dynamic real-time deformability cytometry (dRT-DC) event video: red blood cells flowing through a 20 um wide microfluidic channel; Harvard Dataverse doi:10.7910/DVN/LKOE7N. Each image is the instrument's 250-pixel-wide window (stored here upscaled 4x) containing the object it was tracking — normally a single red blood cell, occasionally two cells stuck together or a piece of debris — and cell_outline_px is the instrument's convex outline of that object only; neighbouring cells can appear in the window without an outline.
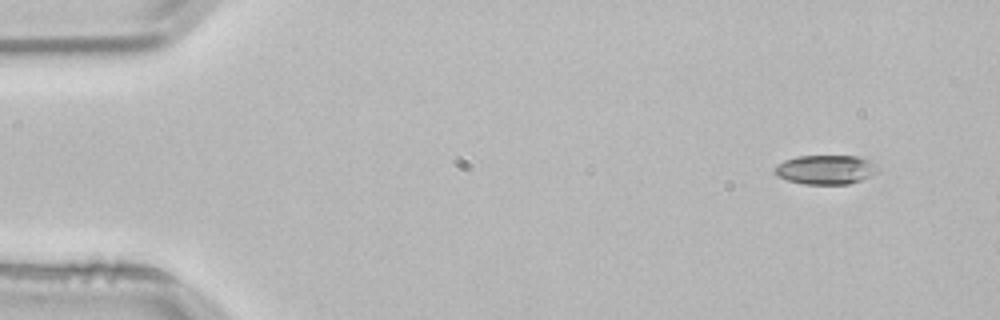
{"species": "common noctule bat (a hibernating species)", "species_latin": "Nyctalus noctula", "temperature_condition": "room temperature", "stored_images_in_passage": 3, "camera_frame_rate_fps": 3000, "um_per_image_px": 0.085, "animal": {"sex": "male", "body_mass_g": 21.5, "forearm_length_mm": 52.0}, "frame": {"image": 1, "passage_image": 1, "time_ms": 0.0, "image_size_px": [1000, 320], "cell_outline_px": [[880, 168], [872, 176], [848, 184], [804, 184], [788, 180], [776, 176], [772, 172], [776, 164], [784, 160], [796, 156], [860, 156], [872, 160]], "centroid_in_image_um": [70.18, 14.41], "position_along_channel_um": 14.8, "area_um2": 17.92}}
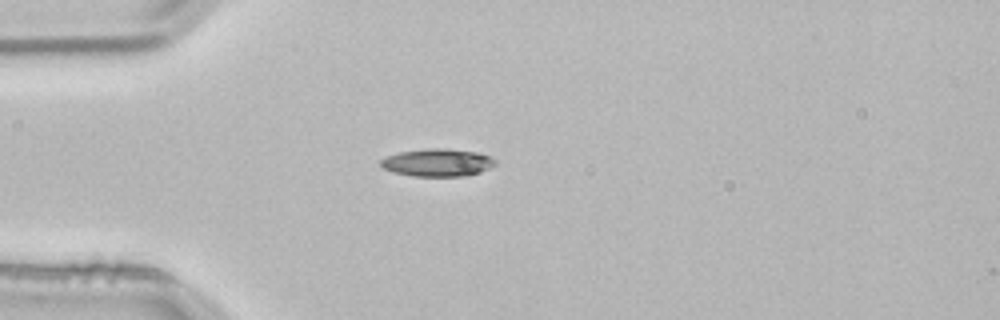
{"frame": {"image": 2, "passage_image": 3, "time_ms": 0.667, "image_size_px": [1000, 320], "cell_outline_px": [[496, 164], [480, 172], [468, 176], [412, 176], [392, 172], [384, 168], [380, 164], [380, 160], [388, 156], [400, 152], [428, 148], [444, 148], [480, 152], [496, 160]], "centroid_in_image_um": [37.2, 13.82], "position_along_channel_um": 47.8, "area_um2": 18.5}}